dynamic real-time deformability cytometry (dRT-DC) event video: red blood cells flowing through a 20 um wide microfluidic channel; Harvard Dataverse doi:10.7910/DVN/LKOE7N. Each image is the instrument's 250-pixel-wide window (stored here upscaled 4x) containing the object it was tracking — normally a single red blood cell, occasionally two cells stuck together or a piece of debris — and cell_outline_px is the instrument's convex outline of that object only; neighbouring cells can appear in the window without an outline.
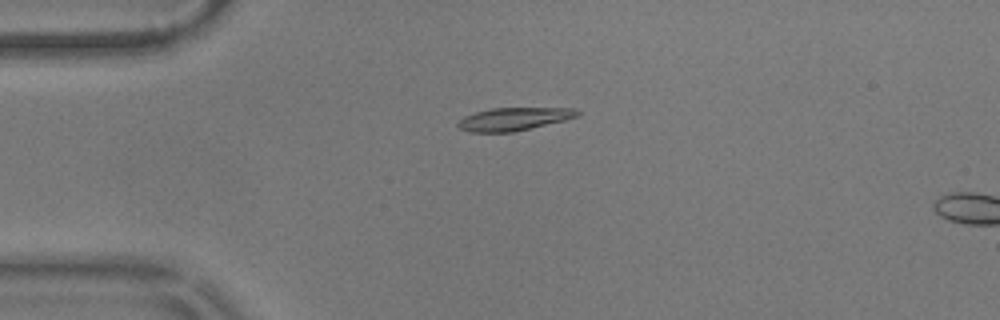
{"species": "common noctule bat (a hibernating species)", "species_latin": "Nyctalus noctula", "temperature_condition": "warm", "stored_images_in_passage": 4, "camera_frame_rate_fps": 3000, "um_per_image_px": 0.085, "animal": {"sex": "male", "body_mass_g": 17.9}, "frame": {"image": 1, "passage_image": 1, "time_ms": 0.0, "image_size_px": [1000, 320], "cell_outline_px": [[580, 116], [564, 120], [512, 132], [468, 132], [460, 128], [456, 124], [464, 116], [476, 112], [492, 108], [576, 108], [580, 112]], "centroid_in_image_um": [43.68, 10.11], "position_along_channel_um": 41.3, "area_um2": 15.84}}